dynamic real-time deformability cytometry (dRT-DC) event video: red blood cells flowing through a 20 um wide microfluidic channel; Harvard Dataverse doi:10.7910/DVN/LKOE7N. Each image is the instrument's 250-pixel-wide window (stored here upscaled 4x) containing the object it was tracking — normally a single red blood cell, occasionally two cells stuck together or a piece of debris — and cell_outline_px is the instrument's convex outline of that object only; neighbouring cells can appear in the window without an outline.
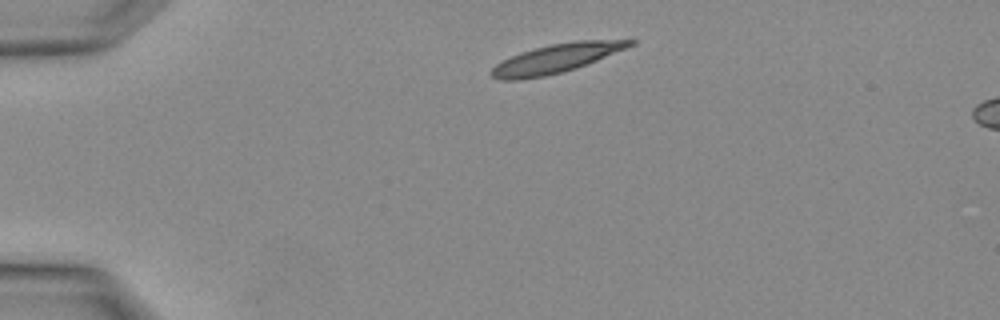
{"species": "Egyptian fruit bat (a non-hibernating species)", "species_latin": "Rousettus aegyptiacus", "temperature_condition": "warm", "stored_images_in_passage": 2, "camera_frame_rate_fps": 3000, "um_per_image_px": 0.085, "animal": {"sex": "female"}, "frame": {"image": 1, "passage_image": 1, "time_ms": 0.0, "image_size_px": [1000, 320], "cell_outline_px": [[636, 44], [576, 68], [544, 76], [520, 80], [500, 80], [492, 76], [488, 72], [496, 64], [520, 52], [552, 44], [576, 40], [636, 40]], "centroid_in_image_um": [47.25, 4.97], "position_along_channel_um": 37.8, "area_um2": 22.95}}